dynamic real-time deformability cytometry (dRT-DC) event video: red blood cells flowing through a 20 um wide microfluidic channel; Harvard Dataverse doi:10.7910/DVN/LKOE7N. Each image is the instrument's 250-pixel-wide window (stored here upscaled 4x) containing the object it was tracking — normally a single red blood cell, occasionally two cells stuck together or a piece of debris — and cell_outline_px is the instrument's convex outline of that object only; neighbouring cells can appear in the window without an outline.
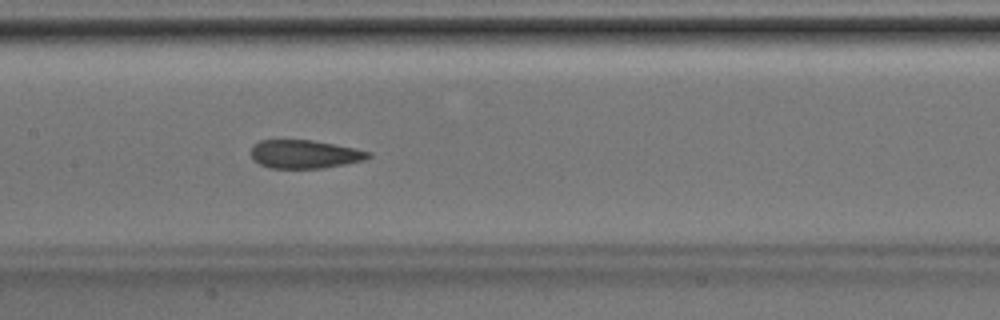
{"species": "Egyptian fruit bat (a non-hibernating species)", "species_latin": "Rousettus aegyptiacus", "temperature_condition": "room temperature", "stored_images_in_passage": 31, "camera_frame_rate_fps": 3000, "um_per_image_px": 0.085, "animal": {"sex": "male"}, "frame": {"image": 1, "passage_image": 17, "time_ms": 5.333, "image_size_px": [1000, 320], "cell_outline_px": [[372, 156], [364, 160], [324, 168], [268, 168], [252, 160], [252, 144], [260, 140], [312, 140], [356, 148], [372, 152]], "centroid_in_image_um": [25.9, 13.1], "position_along_channel_um": 181.5, "area_um2": 19.54}}
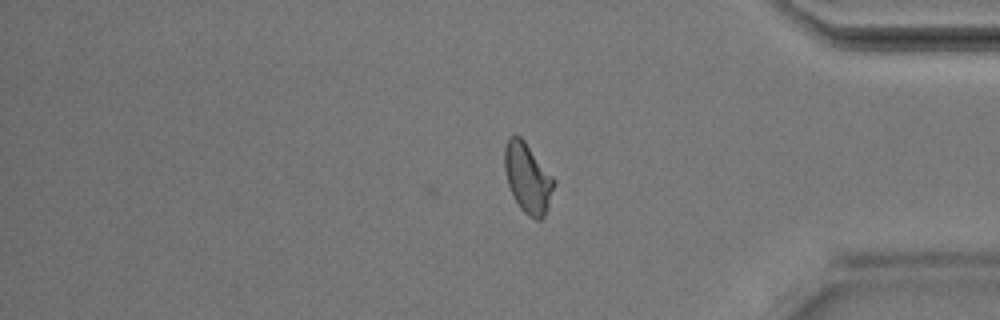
{"frame": {"image": 2, "passage_image": 31, "time_ms": 10.0, "image_size_px": [1000, 320], "cell_outline_px": [[556, 184], [548, 208], [544, 216], [540, 220], [536, 220], [528, 216], [520, 208], [512, 196], [508, 184], [504, 168], [504, 148], [508, 136], [516, 132], [524, 140], [556, 180]], "centroid_in_image_um": [44.85, 15.12], "position_along_channel_um": 390.3, "area_um2": 20.52}}